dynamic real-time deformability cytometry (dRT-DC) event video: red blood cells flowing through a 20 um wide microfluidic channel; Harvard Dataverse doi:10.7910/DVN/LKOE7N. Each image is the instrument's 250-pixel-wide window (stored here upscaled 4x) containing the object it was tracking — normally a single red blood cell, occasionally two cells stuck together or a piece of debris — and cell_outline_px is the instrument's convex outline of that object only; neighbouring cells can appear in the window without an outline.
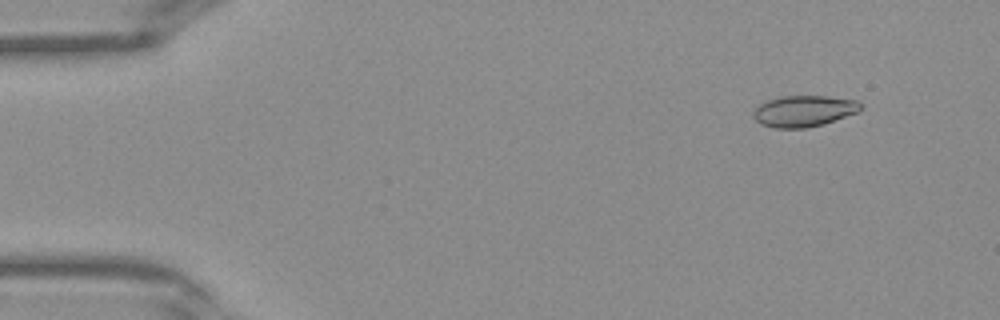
{"species": "Egyptian fruit bat (a non-hibernating species)", "species_latin": "Rousettus aegyptiacus", "temperature_condition": "warm", "stored_images_in_passage": 40, "camera_frame_rate_fps": 3000, "um_per_image_px": 0.085, "frame": {"image": 1, "passage_image": 4, "time_ms": 1.0, "image_size_px": [1000, 320], "cell_outline_px": [[860, 108], [856, 112], [824, 124], [804, 128], [776, 128], [760, 124], [752, 116], [752, 112], [760, 104], [768, 100], [780, 96], [828, 96], [856, 100], [860, 104]], "centroid_in_image_um": [68.28, 9.44], "position_along_channel_um": 16.7, "area_um2": 19.36}}
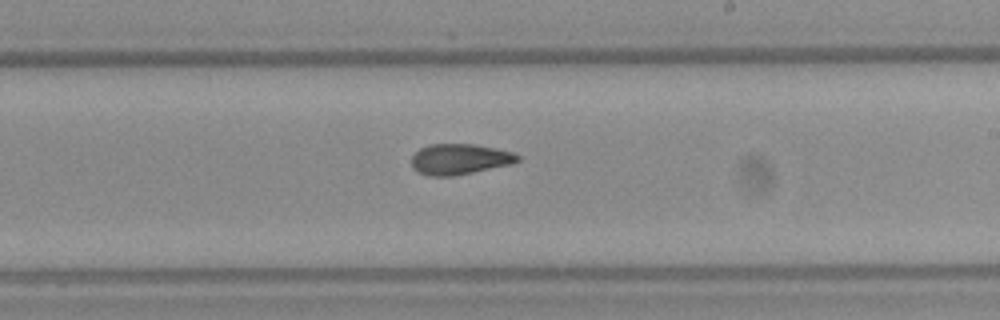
{"frame": {"image": 2, "passage_image": 24, "time_ms": 7.667, "image_size_px": [1000, 320], "cell_outline_px": [[520, 160], [512, 164], [452, 176], [428, 176], [412, 168], [412, 156], [420, 148], [432, 144], [476, 144], [496, 148], [512, 152], [520, 156]], "centroid_in_image_um": [39.08, 13.52], "position_along_channel_um": 249.9, "area_um2": 18.9}}
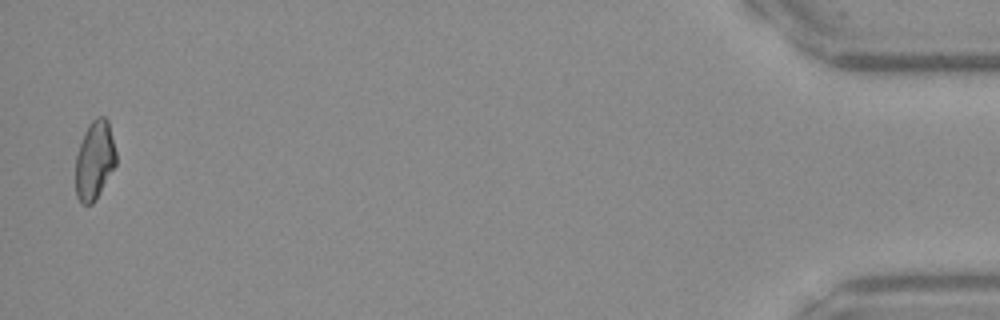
{"frame": {"image": 3, "passage_image": 40, "time_ms": 13.0, "image_size_px": [1000, 320], "cell_outline_px": [[116, 164], [96, 200], [92, 204], [80, 204], [76, 196], [76, 156], [84, 132], [88, 124], [96, 116], [104, 116], [108, 120], [116, 152]], "centroid_in_image_um": [8.04, 13.62], "position_along_channel_um": 427.2, "area_um2": 18.67}}